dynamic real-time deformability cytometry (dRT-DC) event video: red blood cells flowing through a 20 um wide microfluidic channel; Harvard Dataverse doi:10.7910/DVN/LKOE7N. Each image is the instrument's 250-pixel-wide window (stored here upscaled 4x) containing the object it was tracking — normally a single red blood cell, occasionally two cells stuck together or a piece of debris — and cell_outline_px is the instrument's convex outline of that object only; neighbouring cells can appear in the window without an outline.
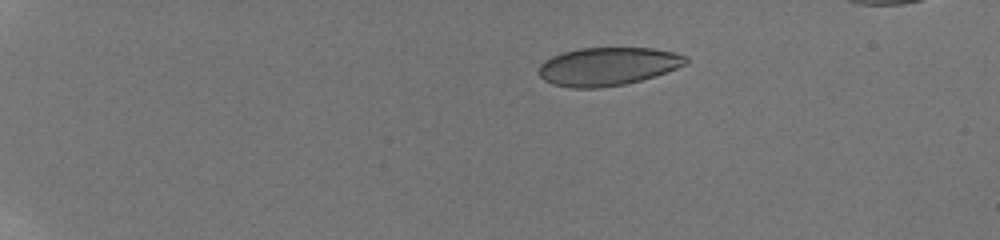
{"species": "human", "species_latin": "Homo sapiens", "temperature_condition": "room temperature", "stored_images_in_passage": 64, "camera_frame_rate_fps": 3000, "um_per_image_px": 0.085, "donor": {"sex": "male"}, "frame": {"image": 1, "passage_image": 1, "time_ms": 0.0, "image_size_px": [1000, 240], "cell_outline_px": [[688, 64], [640, 80], [624, 84], [600, 88], [572, 88], [552, 84], [544, 80], [536, 72], [540, 64], [544, 60], [552, 56], [564, 52], [580, 48], [652, 48], [672, 52], [688, 56]], "centroid_in_image_um": [51.62, 5.64], "position_along_channel_um": 33.4, "area_um2": 32.71}}
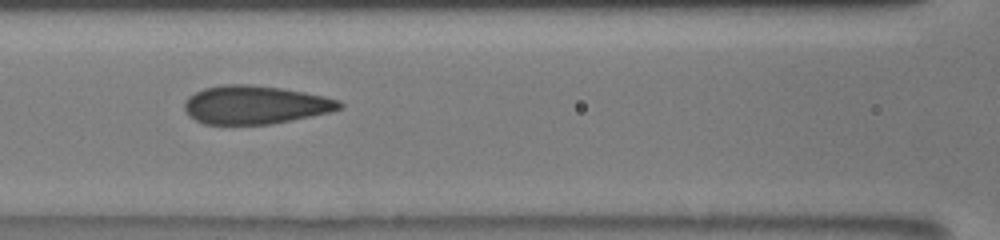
{"frame": {"image": 2, "passage_image": 25, "time_ms": 5.667, "image_size_px": [1000, 240], "cell_outline_px": [[344, 108], [332, 112], [272, 124], [204, 124], [188, 116], [184, 108], [184, 100], [188, 96], [204, 88], [224, 84], [248, 84], [280, 88], [304, 92], [324, 96], [340, 100], [344, 104]], "centroid_in_image_um": [21.71, 8.91], "position_along_channel_um": 144.9, "area_um2": 34.91}}
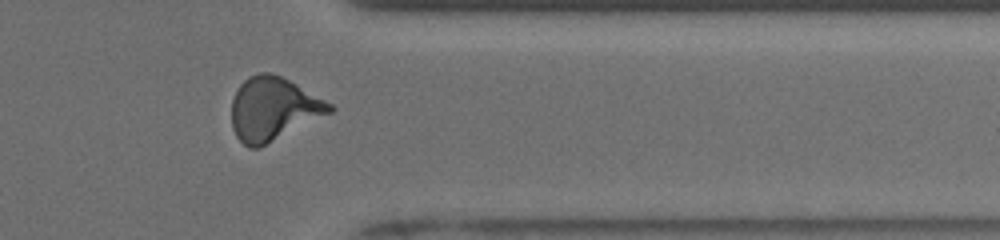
{"frame": {"image": 3, "passage_image": 52, "time_ms": 12.0, "image_size_px": [1000, 240], "cell_outline_px": [[336, 108], [332, 112], [260, 148], [248, 148], [236, 136], [232, 128], [232, 100], [240, 84], [248, 76], [260, 72], [268, 72], [280, 76], [296, 84], [332, 104]], "centroid_in_image_um": [23.21, 9.27], "position_along_channel_um": 388.2, "area_um2": 36.07}, "authors_computed_cell_mechanics": {"area_um2": 34.7378, "velocity_mm_per_s": 3.8807, "shape_relaxation_time_tau1_ms": 10.8489, "shape_relaxation_time_tau2_ms": 0.6478, "deformation_change_tau1": 0.2585, "deformation_change_tau2": 0.0603}}